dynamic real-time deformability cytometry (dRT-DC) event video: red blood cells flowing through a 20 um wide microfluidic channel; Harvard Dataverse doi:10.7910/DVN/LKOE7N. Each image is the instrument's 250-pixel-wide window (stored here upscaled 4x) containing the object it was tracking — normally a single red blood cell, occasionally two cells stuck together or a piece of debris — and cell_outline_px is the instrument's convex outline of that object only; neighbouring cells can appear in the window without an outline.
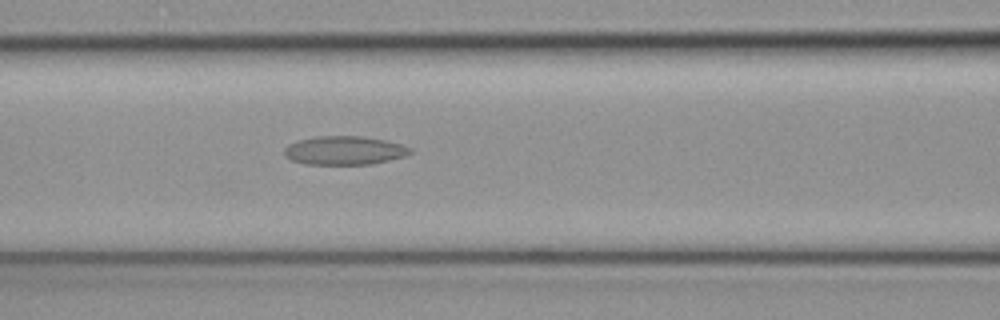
{"species": "common noctule bat (a hibernating species)", "species_latin": "Nyctalus noctula", "temperature_condition": "cold", "stored_images_in_passage": 32, "camera_frame_rate_fps": 3000, "um_per_image_px": 0.085, "animal": {"sex": "female", "body_mass_g": 19.3, "forearm_length_mm": 54.1}, "frame": {"image": 1, "passage_image": 8, "time_ms": 2.333, "image_size_px": [1000, 320], "cell_outline_px": [[412, 152], [404, 156], [388, 160], [368, 164], [304, 164], [292, 160], [284, 156], [284, 148], [288, 144], [296, 140], [316, 136], [360, 136], [384, 140], [400, 144], [412, 148]], "centroid_in_image_um": [29.22, 12.78], "position_along_channel_um": 137.4, "area_um2": 20.98}}
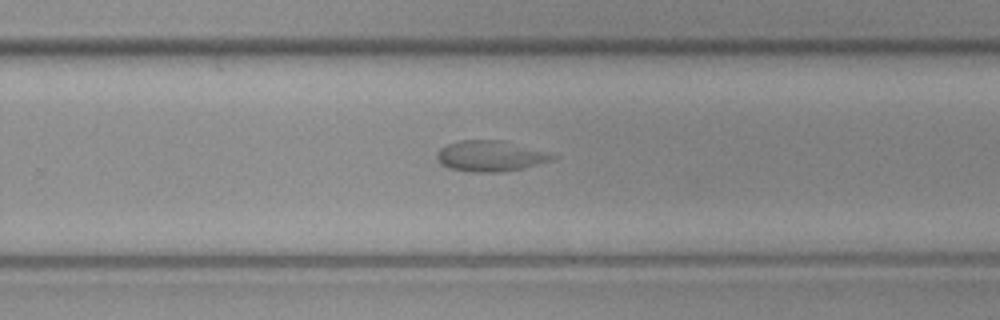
{"frame": {"image": 2, "passage_image": 19, "time_ms": 6.0, "image_size_px": [1000, 320], "cell_outline_px": [[560, 156], [552, 160], [524, 168], [500, 172], [472, 172], [448, 168], [440, 164], [436, 156], [436, 152], [440, 148], [448, 144], [460, 140], [500, 140]], "centroid_in_image_um": [41.63, 13.27], "position_along_channel_um": 288.2, "area_um2": 20.58}}
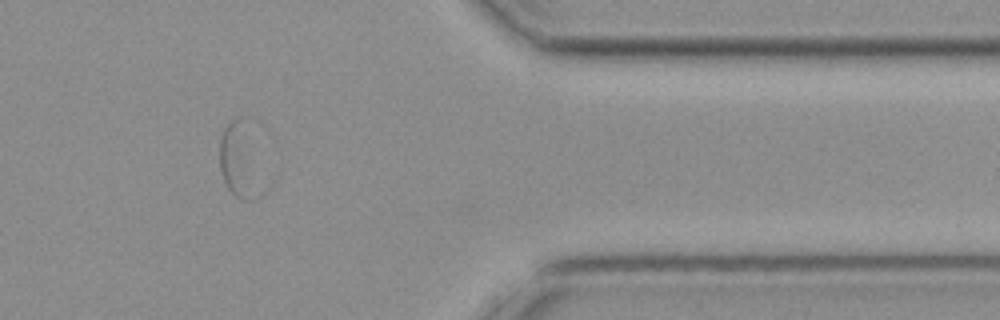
{"frame": {"image": 3, "passage_image": 28, "time_ms": 9.0, "image_size_px": [1000, 320], "cell_outline_px": [[264, 192], [256, 200], [240, 200], [228, 188], [220, 172], [220, 136], [228, 120], [236, 116]], "centroid_in_image_um": [20.25, 13.91], "position_along_channel_um": 391.1, "area_um2": 16.3}}